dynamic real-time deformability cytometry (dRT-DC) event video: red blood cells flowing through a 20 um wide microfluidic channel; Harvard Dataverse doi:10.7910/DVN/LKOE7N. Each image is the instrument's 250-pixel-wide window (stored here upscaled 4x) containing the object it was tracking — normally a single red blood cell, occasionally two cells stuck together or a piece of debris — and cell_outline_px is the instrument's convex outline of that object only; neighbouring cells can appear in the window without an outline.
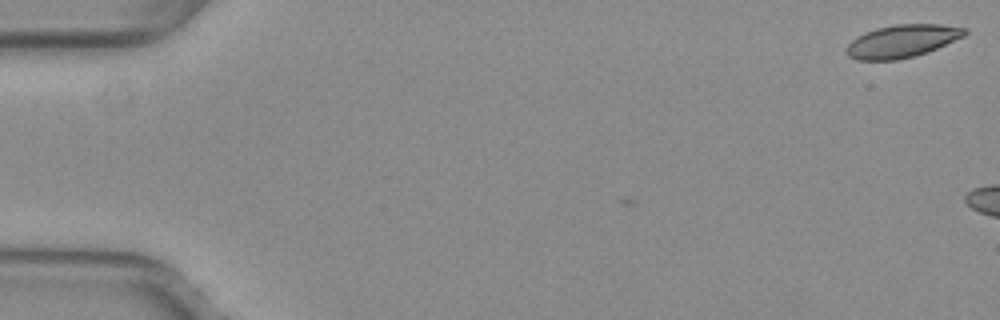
{"species": "common noctule bat (a hibernating species)", "species_latin": "Nyctalus noctula", "temperature_condition": "warm", "stored_images_in_passage": 5, "camera_frame_rate_fps": 3000, "um_per_image_px": 0.085, "animal": {"sex": "female", "body_mass_g": 29.2, "forearm_length_mm": 56.3}, "frame": {"image": 1, "passage_image": 5, "time_ms": 1.333, "image_size_px": [1000, 320], "cell_outline_px": [[968, 32], [964, 36], [928, 52], [916, 56], [896, 60], [856, 60], [848, 56], [844, 52], [844, 48], [856, 36], [864, 32], [876, 28], [896, 24], [940, 24], [968, 28]], "centroid_in_image_um": [76.65, 3.5], "position_along_channel_um": 8.4, "area_um2": 22.89}}